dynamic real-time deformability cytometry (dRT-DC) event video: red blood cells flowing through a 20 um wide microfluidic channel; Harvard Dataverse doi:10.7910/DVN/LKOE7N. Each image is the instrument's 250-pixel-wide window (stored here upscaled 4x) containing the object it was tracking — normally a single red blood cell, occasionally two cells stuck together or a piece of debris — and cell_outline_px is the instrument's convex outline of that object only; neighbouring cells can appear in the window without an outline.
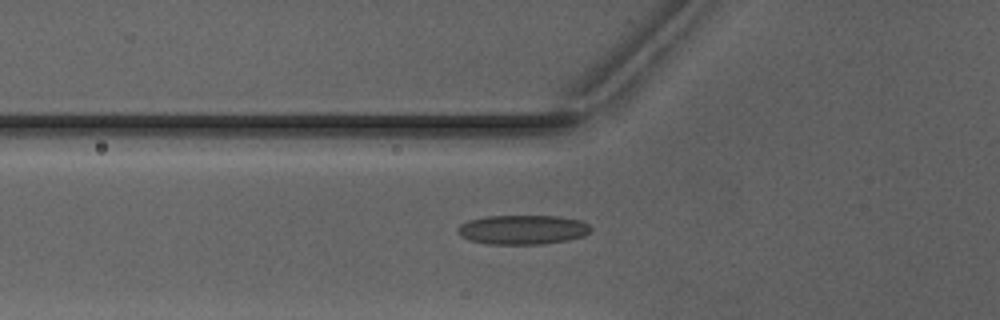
{"species": "Egyptian fruit bat (a non-hibernating species)", "species_latin": "Rousettus aegyptiacus", "temperature_condition": "warm", "stored_images_in_passage": 34, "camera_frame_rate_fps": 3000, "um_per_image_px": 0.085, "animal": {"sex": "male"}, "frame": {"image": 1, "passage_image": 2, "time_ms": 0.333, "image_size_px": [1000, 320], "cell_outline_px": [[592, 228], [584, 236], [568, 240], [544, 244], [488, 244], [468, 240], [456, 232], [456, 228], [460, 224], [468, 220], [484, 216], [560, 216], [580, 220], [588, 224]], "centroid_in_image_um": [44.4, 19.52], "position_along_channel_um": 81.4, "area_um2": 23.0}}
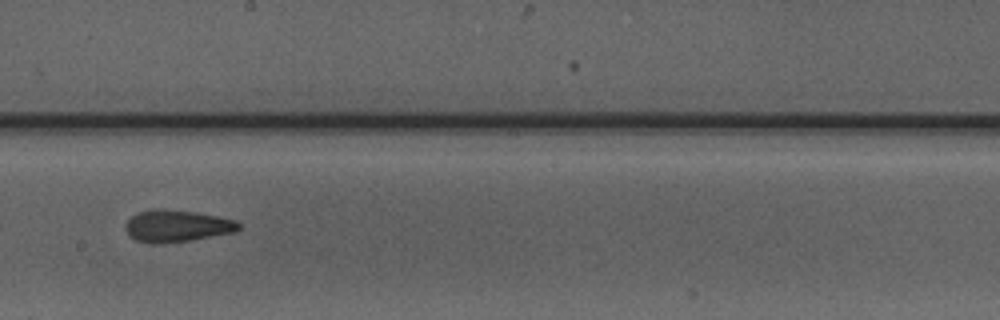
{"frame": {"image": 2, "passage_image": 13, "time_ms": 4.0, "image_size_px": [1000, 320], "cell_outline_px": [[240, 228], [232, 232], [192, 240], [156, 244], [152, 244], [136, 240], [124, 228], [124, 224], [132, 216], [140, 212], [152, 208], [164, 208], [192, 212], [216, 216], [236, 220], [240, 224]], "centroid_in_image_um": [15.0, 19.2], "position_along_channel_um": 233.2, "area_um2": 20.92}}
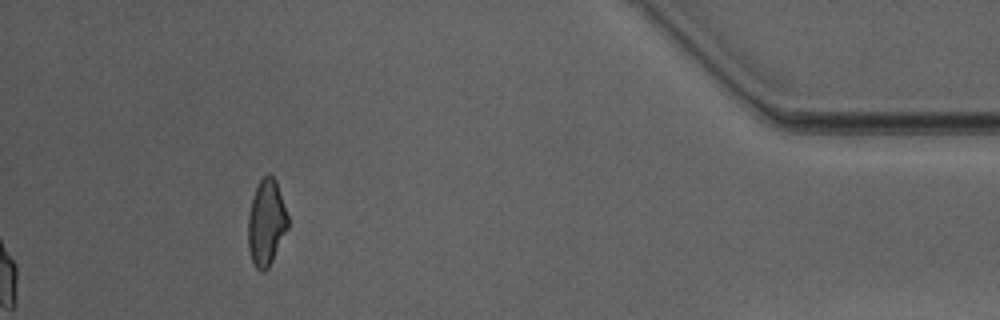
{"frame": {"image": 3, "passage_image": 30, "time_ms": 9.667, "image_size_px": [1000, 320], "cell_outline_px": [[288, 228], [268, 268], [264, 272], [260, 272], [256, 268], [252, 260], [248, 248], [248, 216], [252, 196], [260, 180], [268, 172], [276, 180], [288, 216]], "centroid_in_image_um": [22.63, 18.92], "position_along_channel_um": 412.6, "area_um2": 19.94}, "authors_computed_cell_mechanics": {"area_um2": 20.8658, "velocity_mm_per_s": 4.1241, "shape_relaxation_time_tau1_ms": 7.4578, "shape_relaxation_time_tau2_ms": 1.912, "deformation_change_tau1": 0.1792, "deformation_change_tau2": 0.1002}}